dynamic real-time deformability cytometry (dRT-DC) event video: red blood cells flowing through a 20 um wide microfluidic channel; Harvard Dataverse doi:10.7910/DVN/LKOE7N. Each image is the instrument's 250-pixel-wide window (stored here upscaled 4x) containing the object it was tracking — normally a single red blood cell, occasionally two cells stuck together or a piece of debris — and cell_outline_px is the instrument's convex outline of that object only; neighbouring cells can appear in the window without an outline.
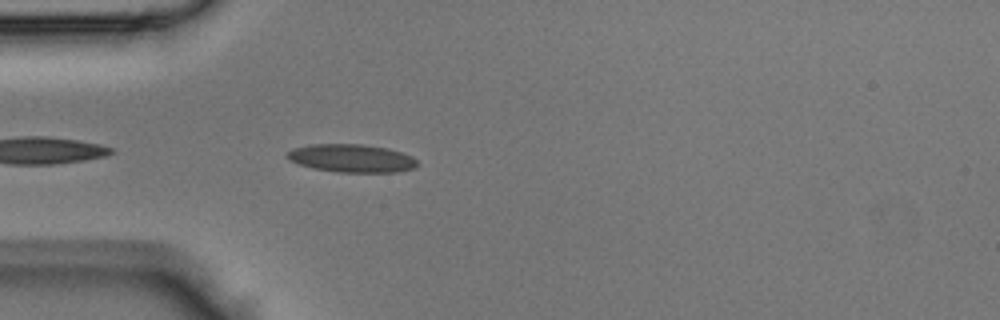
{"species": "Egyptian fruit bat (a non-hibernating species)", "species_latin": "Rousettus aegyptiacus", "temperature_condition": "room temperature", "stored_images_in_passage": 6, "camera_frame_rate_fps": 3000, "um_per_image_px": 0.085, "animal": {"sex": "male"}, "frame": {"image": 1, "passage_image": 2, "time_ms": 0.333, "image_size_px": [1000, 320], "cell_outline_px": [[416, 168], [396, 172], [336, 172], [312, 168], [288, 160], [284, 156], [292, 148], [308, 144], [360, 144], [388, 148], [412, 156], [416, 160]], "centroid_in_image_um": [29.84, 13.45], "position_along_channel_um": 55.2, "area_um2": 21.39}}